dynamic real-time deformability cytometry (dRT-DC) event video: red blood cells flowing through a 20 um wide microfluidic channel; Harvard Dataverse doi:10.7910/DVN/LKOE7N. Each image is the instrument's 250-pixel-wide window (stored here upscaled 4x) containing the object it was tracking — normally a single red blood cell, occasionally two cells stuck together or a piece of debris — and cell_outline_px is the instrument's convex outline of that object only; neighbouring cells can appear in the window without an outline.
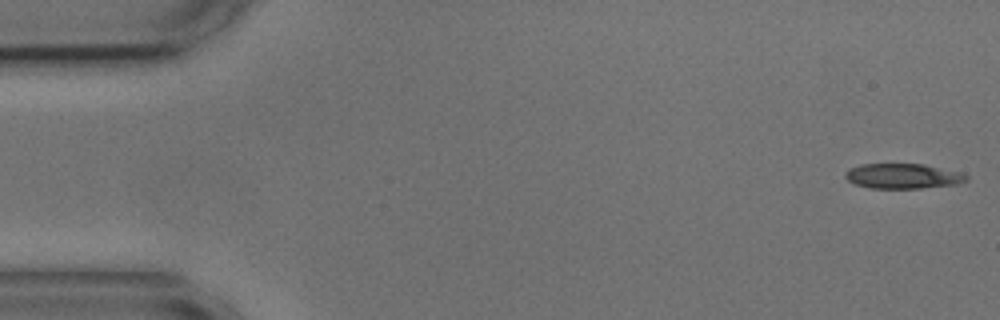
{"species": "common noctule bat (a hibernating species)", "species_latin": "Nyctalus noctula", "temperature_condition": "cold", "stored_images_in_passage": 12, "camera_frame_rate_fps": 3000, "um_per_image_px": 0.085, "animal": {"sex": "male", "body_mass_g": 17.9, "forearm_length_mm": 54.2}, "frame": {"image": 1, "passage_image": 1, "time_ms": 0.0, "image_size_px": [1000, 320], "cell_outline_px": [[968, 180], [956, 184], [920, 188], [868, 188], [856, 184], [848, 180], [844, 176], [844, 172], [848, 168], [860, 164], [924, 164], [964, 172], [968, 176]], "centroid_in_image_um": [76.75, 14.96], "position_along_channel_um": 8.2, "area_um2": 17.86}}